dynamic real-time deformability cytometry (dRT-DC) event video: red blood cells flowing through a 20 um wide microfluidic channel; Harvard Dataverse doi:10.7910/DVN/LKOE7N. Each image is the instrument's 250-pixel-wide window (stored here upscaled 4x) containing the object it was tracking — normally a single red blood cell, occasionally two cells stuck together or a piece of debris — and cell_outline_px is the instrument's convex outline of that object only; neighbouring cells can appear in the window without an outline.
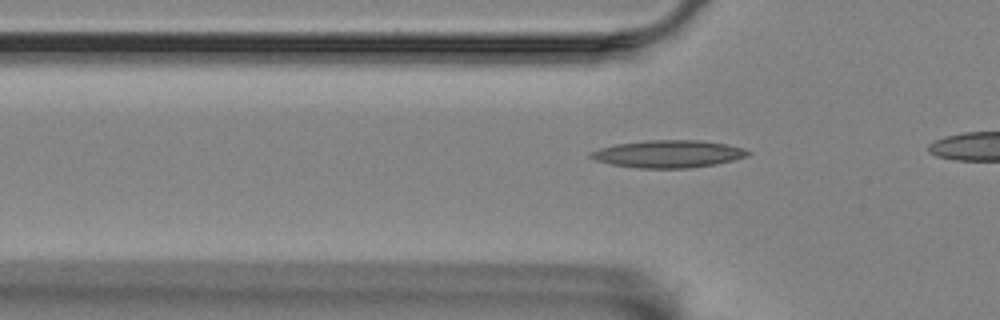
{"species": "Egyptian fruit bat (a non-hibernating species)", "species_latin": "Rousettus aegyptiacus", "temperature_condition": "room temperature", "stored_images_in_passage": 13, "camera_frame_rate_fps": 3000, "um_per_image_px": 0.085, "animal": {"sex": "female"}, "frame": {"image": 1, "passage_image": 6, "time_ms": 1.667, "image_size_px": [1000, 320], "cell_outline_px": [[752, 152], [748, 156], [716, 164], [692, 168], [640, 168], [612, 164], [596, 160], [588, 156], [588, 152], [600, 148], [616, 144], [648, 140], [700, 140], [728, 144], [744, 148]], "centroid_in_image_um": [56.83, 13.08], "position_along_channel_um": 69.0, "area_um2": 25.2}}
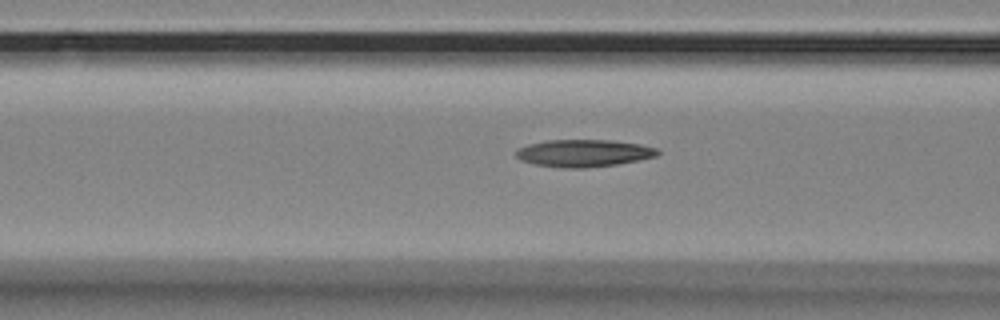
{"frame": {"image": 2, "passage_image": 10, "time_ms": 3.0, "image_size_px": [1000, 320], "cell_outline_px": [[660, 152], [656, 156], [616, 164], [584, 168], [564, 168], [536, 164], [520, 160], [516, 156], [516, 148], [528, 144], [544, 140], [612, 140], [640, 144], [656, 148]], "centroid_in_image_um": [49.57, 13.01], "position_along_channel_um": 117.0, "area_um2": 22.43}}